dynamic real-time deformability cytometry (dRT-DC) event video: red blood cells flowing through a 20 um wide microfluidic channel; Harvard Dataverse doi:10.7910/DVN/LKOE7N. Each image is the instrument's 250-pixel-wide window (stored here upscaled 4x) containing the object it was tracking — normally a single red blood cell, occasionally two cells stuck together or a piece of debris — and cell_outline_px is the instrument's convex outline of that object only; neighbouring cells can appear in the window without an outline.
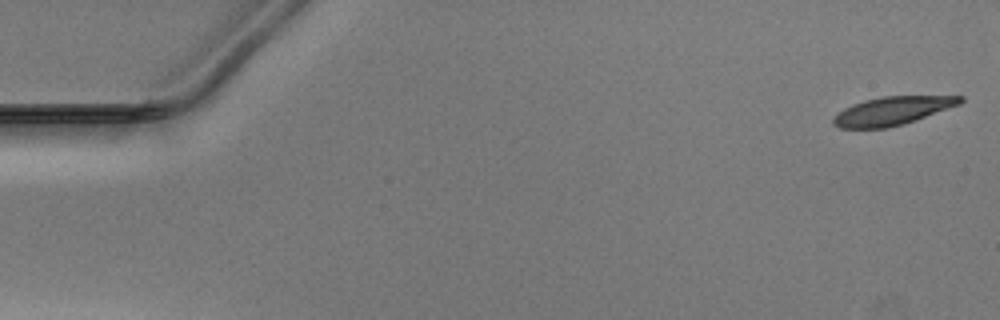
{"species": "Egyptian fruit bat (a non-hibernating species)", "species_latin": "Rousettus aegyptiacus", "temperature_condition": "warm", "stored_images_in_passage": 51, "camera_frame_rate_fps": 3000, "um_per_image_px": 0.085, "animal": {"sex": "male"}, "frame": {"image": 1, "passage_image": 1, "time_ms": 0.0, "image_size_px": [1000, 320], "cell_outline_px": [[964, 100], [960, 104], [904, 124], [888, 128], [840, 128], [832, 124], [832, 120], [844, 108], [852, 104], [864, 100], [884, 96], [964, 96]], "centroid_in_image_um": [75.85, 9.42], "position_along_channel_um": 9.2, "area_um2": 20.81}}
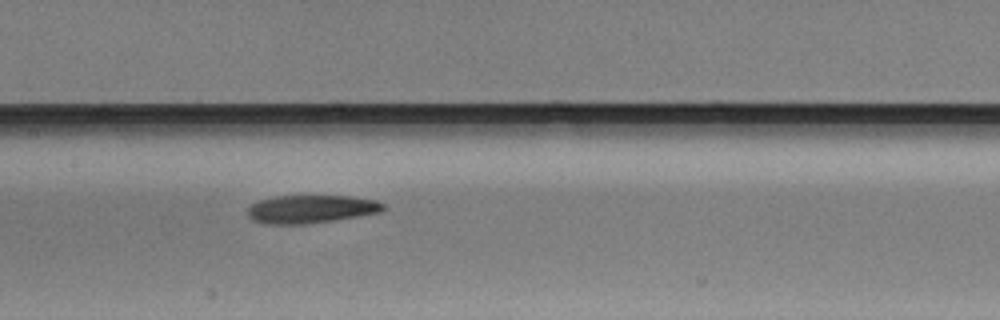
{"frame": {"image": 2, "passage_image": 25, "time_ms": 8.0, "image_size_px": [1000, 320], "cell_outline_px": [[388, 208], [380, 212], [360, 216], [304, 224], [264, 224], [252, 220], [248, 216], [248, 208], [252, 204], [260, 200], [276, 196], [352, 196], [376, 200], [384, 204]], "centroid_in_image_um": [26.46, 17.77], "position_along_channel_um": 180.9, "area_um2": 22.25}}
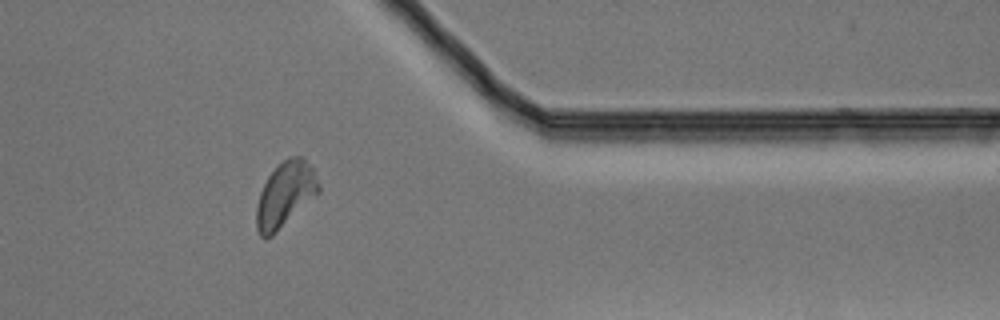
{"frame": {"image": 3, "passage_image": 42, "time_ms": 13.667, "image_size_px": [1000, 320], "cell_outline_px": [[320, 192], [272, 236], [260, 236], [256, 228], [256, 204], [260, 192], [268, 176], [288, 156], [300, 156], [312, 168], [320, 184]], "centroid_in_image_um": [24.24, 16.54], "position_along_channel_um": 387.2, "area_um2": 23.29}}